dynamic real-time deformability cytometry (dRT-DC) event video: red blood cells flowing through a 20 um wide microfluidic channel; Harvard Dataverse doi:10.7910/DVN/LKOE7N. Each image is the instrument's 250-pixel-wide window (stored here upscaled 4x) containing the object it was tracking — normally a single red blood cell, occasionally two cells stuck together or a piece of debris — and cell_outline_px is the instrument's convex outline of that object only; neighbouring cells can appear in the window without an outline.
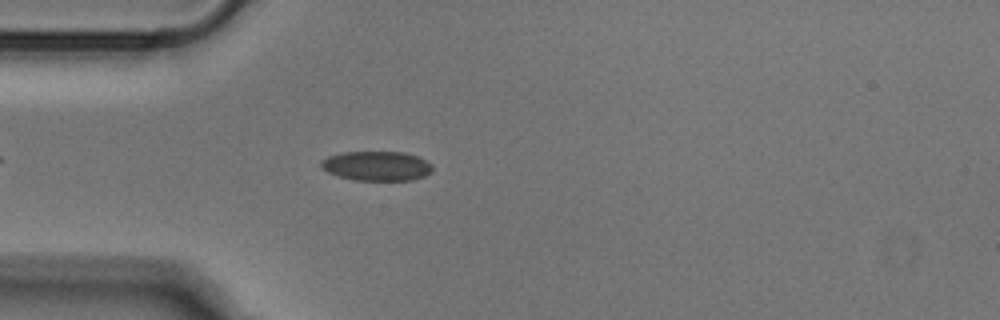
{"species": "Egyptian fruit bat (a non-hibernating species)", "species_latin": "Rousettus aegyptiacus", "temperature_condition": "cold", "stored_images_in_passage": 44, "camera_frame_rate_fps": 3000, "um_per_image_px": 0.085, "animal": {"sex": "male"}, "frame": {"image": 1, "passage_image": 7, "time_ms": 2.0, "image_size_px": [1000, 320], "cell_outline_px": [[432, 172], [424, 176], [412, 180], [356, 180], [340, 176], [328, 172], [320, 164], [320, 160], [328, 156], [340, 152], [404, 152], [416, 156], [432, 164]], "centroid_in_image_um": [32.02, 14.1], "position_along_channel_um": 53.0, "area_um2": 19.07}}
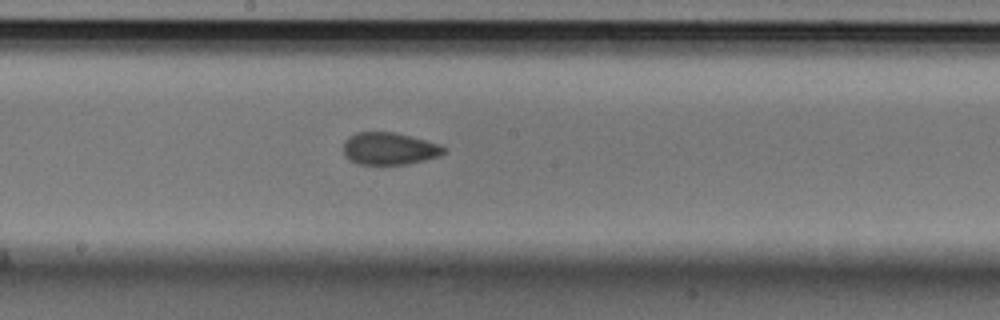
{"frame": {"image": 2, "passage_image": 20, "time_ms": 6.333, "image_size_px": [1000, 320], "cell_outline_px": [[448, 148], [440, 156], [408, 164], [360, 164], [344, 156], [344, 140], [348, 136], [356, 132], [392, 132], [440, 144]], "centroid_in_image_um": [33.09, 12.63], "position_along_channel_um": 215.1, "area_um2": 18.79}}
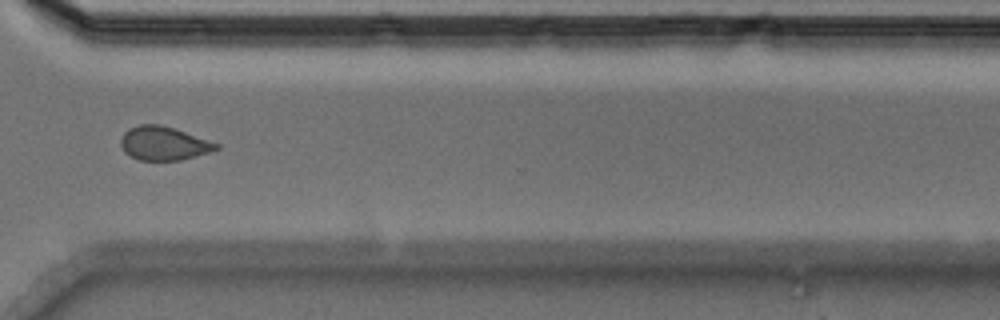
{"frame": {"image": 3, "passage_image": 31, "time_ms": 10.0, "image_size_px": [1000, 320], "cell_outline_px": [[220, 148], [208, 152], [180, 160], [140, 160], [124, 152], [120, 144], [120, 140], [124, 132], [128, 128], [140, 124], [160, 124], [176, 128], [220, 144]], "centroid_in_image_um": [13.9, 12.17], "position_along_channel_um": 356.7, "area_um2": 18.79}}